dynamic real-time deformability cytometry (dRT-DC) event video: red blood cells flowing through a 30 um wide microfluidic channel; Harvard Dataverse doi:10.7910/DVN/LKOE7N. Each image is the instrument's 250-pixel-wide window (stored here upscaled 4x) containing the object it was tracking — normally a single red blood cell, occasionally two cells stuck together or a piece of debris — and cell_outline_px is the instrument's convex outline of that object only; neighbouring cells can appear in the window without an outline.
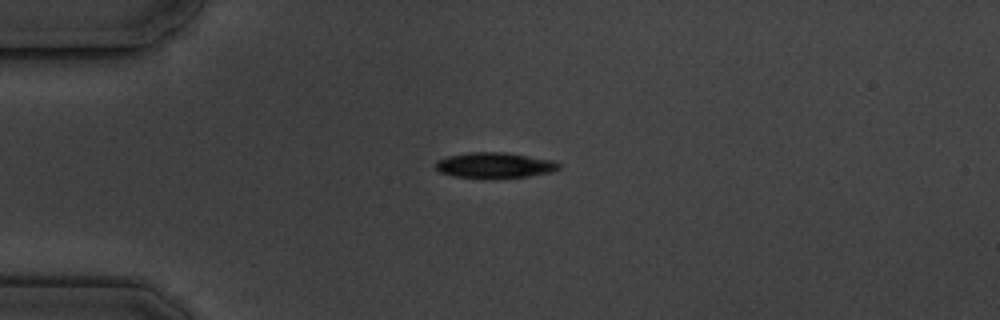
{"species": "common noctule bat (a hibernating species)", "species_latin": "Nyctalus noctula", "temperature_condition": "cold", "stored_images_in_passage": 3, "camera_frame_rate_fps": 3000, "um_per_image_px": 0.085, "animal": {"sex": "male", "body_mass_g": 19.5, "forearm_length_mm": 54.6}, "frame": {"image": 1, "passage_image": 1, "time_ms": 0.0, "image_size_px": [1000, 320], "cell_outline_px": [[560, 168], [552, 172], [528, 176], [452, 176], [440, 172], [436, 168], [436, 160], [448, 156], [472, 152], [504, 152], [556, 160], [560, 164]], "centroid_in_image_um": [42.09, 14.01], "position_along_channel_um": 42.9, "area_um2": 17.8}}